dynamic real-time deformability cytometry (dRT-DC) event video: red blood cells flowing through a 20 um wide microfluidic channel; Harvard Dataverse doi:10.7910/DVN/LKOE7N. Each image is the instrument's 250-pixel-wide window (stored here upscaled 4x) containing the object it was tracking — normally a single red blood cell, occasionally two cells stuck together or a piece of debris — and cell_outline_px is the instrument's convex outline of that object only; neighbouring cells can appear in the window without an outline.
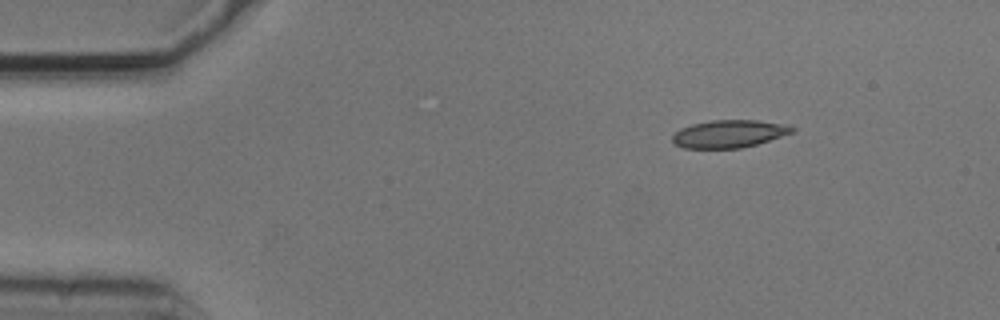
{"species": "common noctule bat (a hibernating species)", "species_latin": "Nyctalus noctula", "temperature_condition": "cold", "stored_images_in_passage": 47, "camera_frame_rate_fps": 3000, "um_per_image_px": 0.085, "animal": {"sex": "male", "body_mass_g": 20.5, "forearm_length_mm": 52.5}, "frame": {"image": 1, "passage_image": 1, "time_ms": 0.0, "image_size_px": [1000, 320], "cell_outline_px": [[796, 132], [756, 144], [740, 148], [684, 148], [676, 144], [672, 140], [672, 136], [680, 128], [692, 124], [712, 120], [756, 120], [784, 124], [796, 128]], "centroid_in_image_um": [61.99, 11.37], "position_along_channel_um": 23.0, "area_um2": 19.25}}
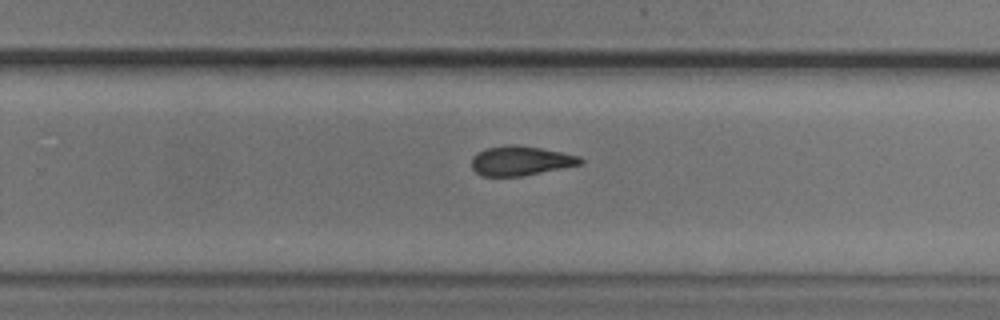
{"frame": {"image": 2, "passage_image": 28, "time_ms": 9.0, "image_size_px": [1000, 320], "cell_outline_px": [[584, 164], [524, 176], [480, 176], [472, 168], [472, 156], [488, 148], [508, 144], [516, 144], [540, 148], [580, 156], [584, 160]], "centroid_in_image_um": [44.29, 13.67], "position_along_channel_um": 285.5, "area_um2": 18.79}}
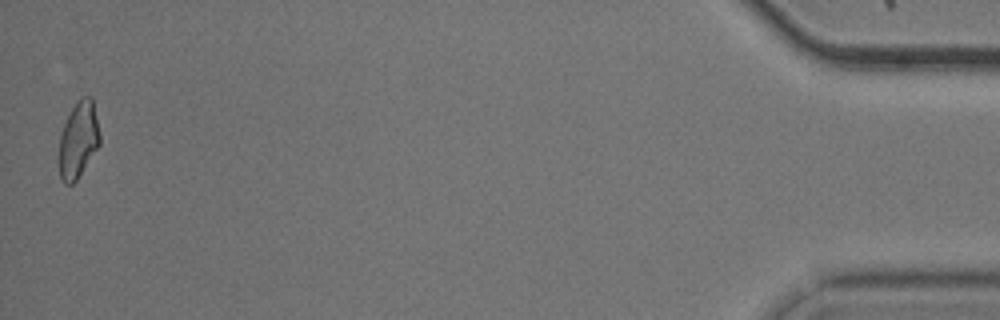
{"frame": {"image": 3, "passage_image": 47, "time_ms": 15.333, "image_size_px": [1000, 320], "cell_outline_px": [[100, 144], [76, 180], [72, 184], [64, 184], [60, 180], [56, 160], [56, 156], [60, 136], [64, 124], [76, 100], [80, 96], [92, 96], [100, 136]], "centroid_in_image_um": [6.61, 11.91], "position_along_channel_um": 428.6, "area_um2": 18.61}, "authors_computed_cell_mechanics": {"area_um2": 19.1896, "velocity_mm_per_s": 3.7278, "shape_relaxation_time_tau1_ms": 5.1268, "shape_relaxation_time_tau2_ms": 7.3295, "deformation_change_tau1": 0.1124, "deformation_change_tau2": 0.1287}}